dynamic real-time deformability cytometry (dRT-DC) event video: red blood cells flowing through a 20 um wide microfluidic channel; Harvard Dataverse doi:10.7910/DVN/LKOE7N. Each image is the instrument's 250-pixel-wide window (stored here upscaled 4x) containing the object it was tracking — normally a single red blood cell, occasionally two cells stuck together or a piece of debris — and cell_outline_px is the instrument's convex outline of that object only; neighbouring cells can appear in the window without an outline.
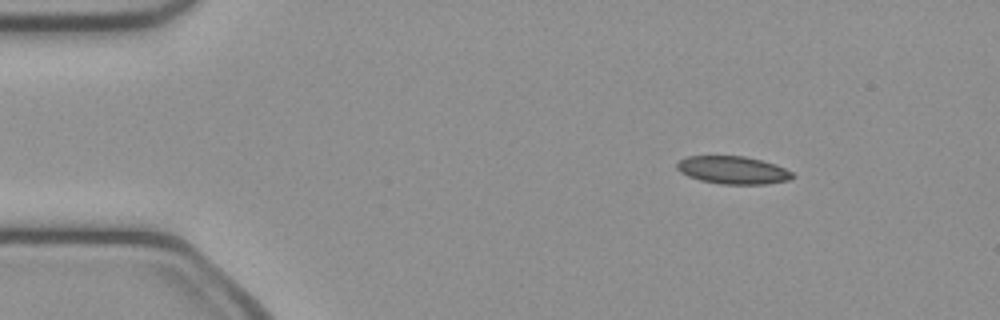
{"species": "common noctule bat (a hibernating species)", "species_latin": "Nyctalus noctula", "temperature_condition": "cold", "stored_images_in_passage": 44, "camera_frame_rate_fps": 3000, "um_per_image_px": 0.085, "animal": {"sex": "female", "body_mass_g": 21.9}, "frame": {"image": 1, "passage_image": 1, "time_ms": 0.0, "image_size_px": [1000, 320], "cell_outline_px": [[796, 176], [788, 180], [764, 184], [720, 184], [700, 180], [688, 176], [680, 172], [676, 168], [676, 164], [680, 160], [688, 156], [744, 156], [776, 164], [792, 172]], "centroid_in_image_um": [62.29, 14.46], "position_along_channel_um": 22.7, "area_um2": 18.67}}
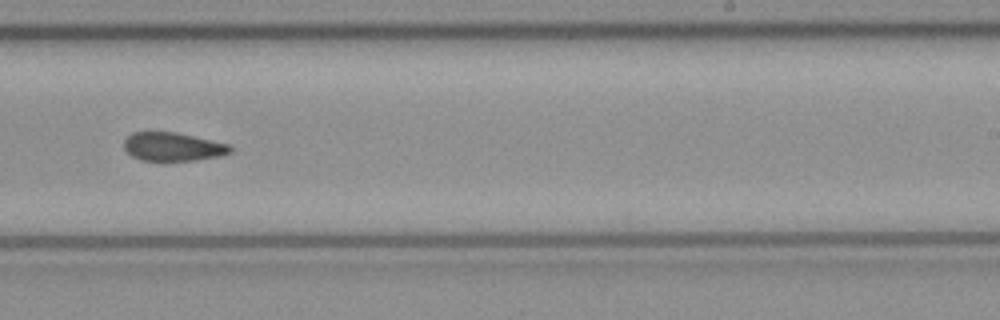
{"frame": {"image": 2, "passage_image": 25, "time_ms": 8.0, "image_size_px": [1000, 320], "cell_outline_px": [[232, 152], [224, 156], [196, 160], [140, 160], [132, 156], [124, 148], [124, 140], [132, 132], [176, 132], [232, 144]], "centroid_in_image_um": [14.76, 12.47], "position_along_channel_um": 274.2, "area_um2": 17.86}}
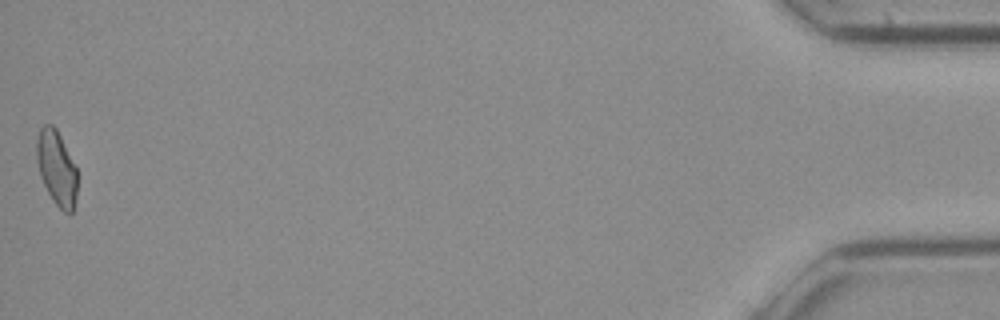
{"frame": {"image": 3, "passage_image": 44, "time_ms": 14.333, "image_size_px": [1000, 320], "cell_outline_px": [[76, 196], [72, 212], [64, 212], [52, 200], [40, 176], [36, 160], [36, 140], [40, 128], [44, 124], [52, 124], [56, 128], [76, 168]], "centroid_in_image_um": [4.78, 14.26], "position_along_channel_um": 430.4, "area_um2": 17.46}, "authors_computed_cell_mechanics": {"area_um2": 18.6116, "velocity_mm_per_s": 4.0861, "shape_relaxation_time_tau1_ms": null, "shape_relaxation_time_tau2_ms": 4.2278, "deformation_change_tau1": null, "deformation_change_tau2": 0.0971}}